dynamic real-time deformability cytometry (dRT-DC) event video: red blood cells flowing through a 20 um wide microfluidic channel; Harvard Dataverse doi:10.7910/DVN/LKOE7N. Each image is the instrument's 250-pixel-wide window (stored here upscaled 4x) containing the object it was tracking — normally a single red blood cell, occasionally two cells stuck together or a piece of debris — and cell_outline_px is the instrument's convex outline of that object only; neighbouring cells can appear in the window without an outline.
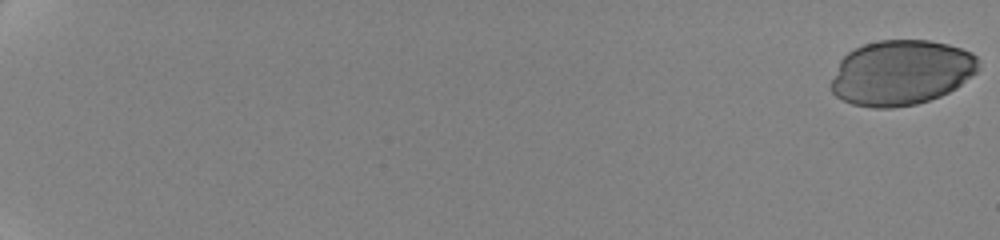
{"species": "human", "species_latin": "Homo sapiens", "temperature_condition": "cold", "stored_images_in_passage": 43, "camera_frame_rate_fps": 3000, "um_per_image_px": 0.085, "donor": {"sex": "female"}, "frame": {"image": 1, "passage_image": 1, "time_ms": 0.0, "image_size_px": [1000, 240], "cell_outline_px": [[980, 68], [972, 76], [956, 88], [940, 96], [916, 104], [892, 108], [872, 108], [852, 104], [836, 96], [832, 92], [832, 80], [840, 60], [848, 52], [864, 44], [880, 40], [928, 40], [948, 44], [972, 52], [980, 60]], "centroid_in_image_um": [76.63, 6.17], "position_along_channel_um": 8.4, "area_um2": 56.01}}
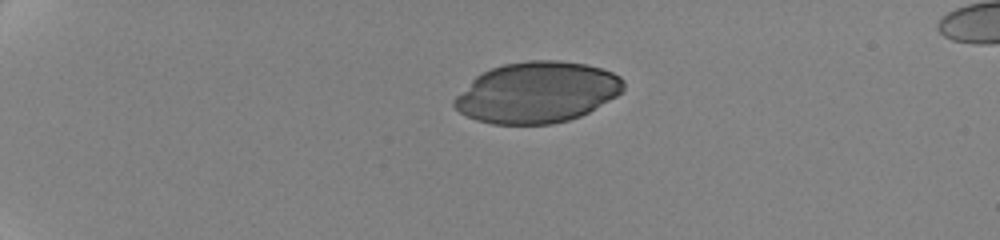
{"frame": {"image": 2, "passage_image": 13, "time_ms": 5.333, "image_size_px": [1000, 240], "cell_outline_px": [[624, 88], [616, 96], [588, 112], [580, 116], [568, 120], [552, 124], [492, 124], [476, 120], [460, 112], [452, 104], [452, 100], [476, 76], [492, 68], [504, 64], [528, 60], [560, 60], [588, 64], [612, 72], [620, 76], [624, 80]], "centroid_in_image_um": [45.65, 7.85], "position_along_channel_um": 39.3, "area_um2": 60.0}}